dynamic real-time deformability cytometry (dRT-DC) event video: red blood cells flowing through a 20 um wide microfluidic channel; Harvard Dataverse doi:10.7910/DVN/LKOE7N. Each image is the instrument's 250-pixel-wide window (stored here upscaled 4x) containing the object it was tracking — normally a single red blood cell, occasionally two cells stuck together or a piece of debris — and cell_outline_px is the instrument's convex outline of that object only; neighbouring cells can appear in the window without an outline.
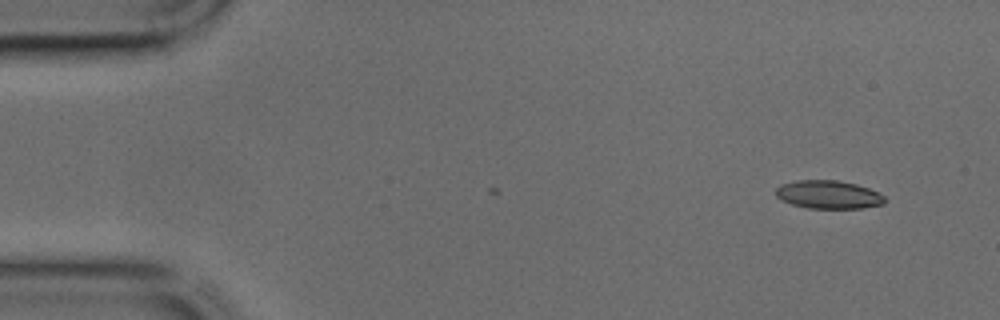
{"species": "common noctule bat (a hibernating species)", "species_latin": "Nyctalus noctula", "temperature_condition": "cold", "stored_images_in_passage": 42, "camera_frame_rate_fps": 3000, "um_per_image_px": 0.085, "animal": {"sex": "male", "body_mass_g": 17.9, "forearm_length_mm": 54.2}, "frame": {"image": 1, "passage_image": 1, "time_ms": 0.0, "image_size_px": [1000, 320], "cell_outline_px": [[884, 204], [864, 208], [808, 208], [792, 204], [780, 200], [776, 196], [776, 188], [780, 184], [796, 180], [836, 180], [856, 184], [868, 188], [884, 196]], "centroid_in_image_um": [70.38, 16.54], "position_along_channel_um": 14.6, "area_um2": 17.92}}
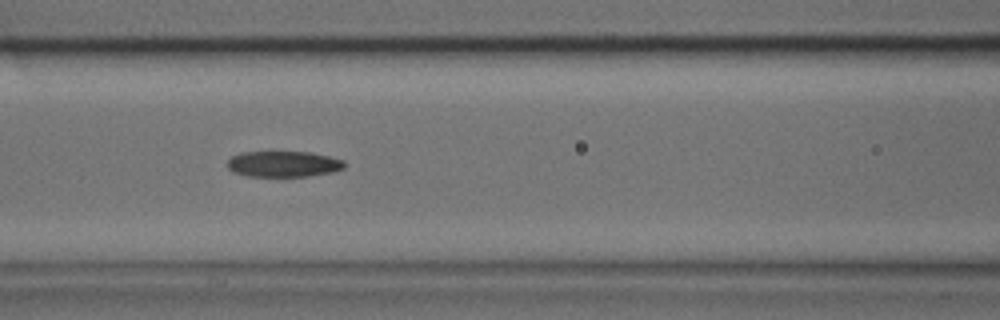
{"frame": {"image": 2, "passage_image": 16, "time_ms": 5.0, "image_size_px": [1000, 320], "cell_outline_px": [[348, 164], [344, 168], [332, 172], [308, 176], [248, 176], [232, 172], [228, 168], [228, 160], [232, 156], [240, 152], [312, 152], [344, 160]], "centroid_in_image_um": [24.11, 13.94], "position_along_channel_um": 142.5, "area_um2": 17.74}}
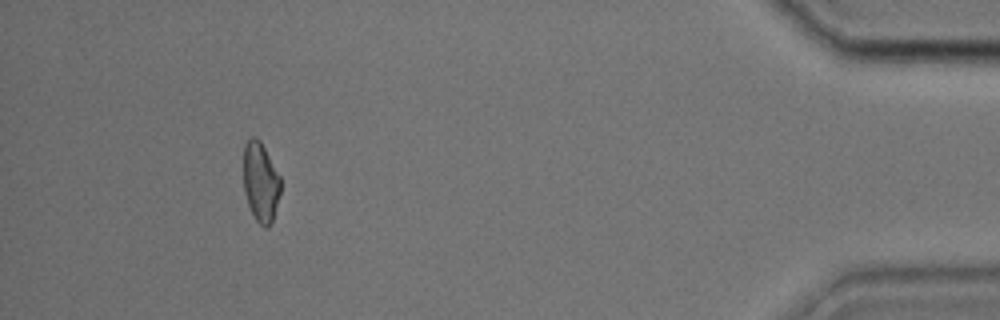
{"frame": {"image": 3, "passage_image": 38, "time_ms": 12.333, "image_size_px": [1000, 320], "cell_outline_px": [[280, 192], [272, 220], [268, 228], [264, 228], [256, 220], [248, 204], [244, 192], [244, 144], [252, 136], [256, 136], [260, 140], [280, 176]], "centroid_in_image_um": [22.14, 15.46], "position_along_channel_um": 413.1, "area_um2": 17.05}}